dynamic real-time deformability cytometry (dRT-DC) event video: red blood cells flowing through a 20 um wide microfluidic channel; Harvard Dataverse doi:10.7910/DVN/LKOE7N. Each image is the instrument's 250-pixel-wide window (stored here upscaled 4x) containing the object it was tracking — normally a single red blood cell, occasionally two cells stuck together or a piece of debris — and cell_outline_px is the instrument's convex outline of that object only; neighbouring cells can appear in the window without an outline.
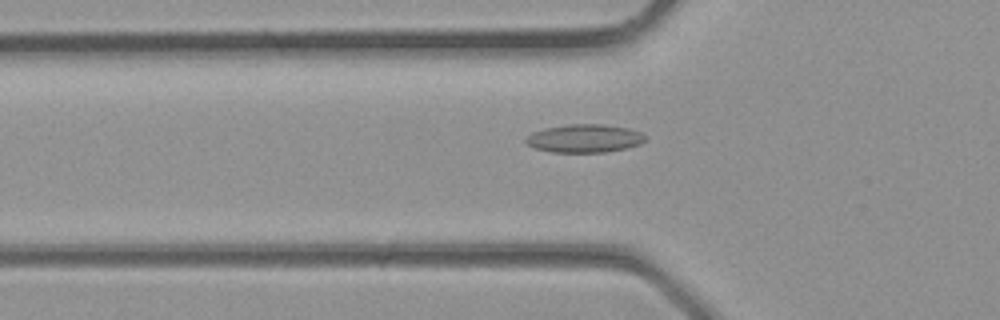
{"species": "common noctule bat (a hibernating species)", "species_latin": "Nyctalus noctula", "temperature_condition": "room temperature", "stored_images_in_passage": 32, "camera_frame_rate_fps": 3000, "um_per_image_px": 0.085, "animal": {"sex": "male", "body_mass_g": 23.1, "forearm_length_mm": 52.7}, "frame": {"image": 1, "passage_image": 12, "time_ms": 3.667, "image_size_px": [1000, 320], "cell_outline_px": [[644, 140], [640, 144], [628, 148], [604, 152], [552, 152], [536, 148], [528, 144], [524, 140], [532, 132], [544, 128], [568, 124], [604, 124], [628, 128], [640, 132], [644, 136]], "centroid_in_image_um": [49.68, 11.76], "position_along_channel_um": 76.1, "area_um2": 19.54}}
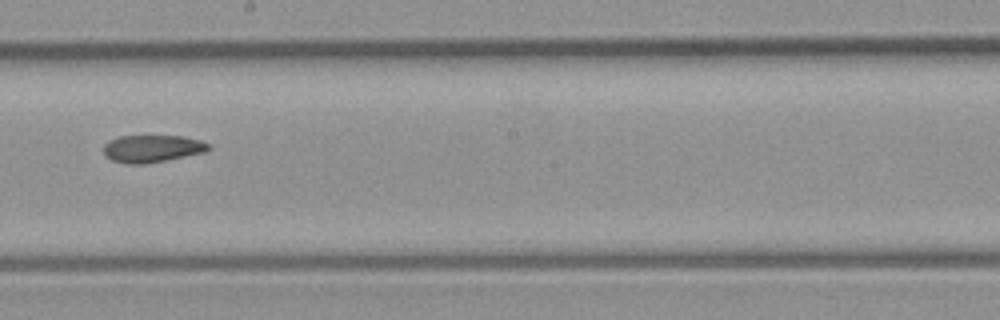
{"frame": {"image": 2, "passage_image": 20, "time_ms": 6.333, "image_size_px": [1000, 320], "cell_outline_px": [[212, 148], [204, 152], [144, 164], [124, 164], [112, 160], [104, 152], [104, 144], [108, 140], [120, 136], [184, 136], [200, 140], [212, 144]], "centroid_in_image_um": [12.95, 12.62], "position_along_channel_um": 235.2, "area_um2": 16.7}}
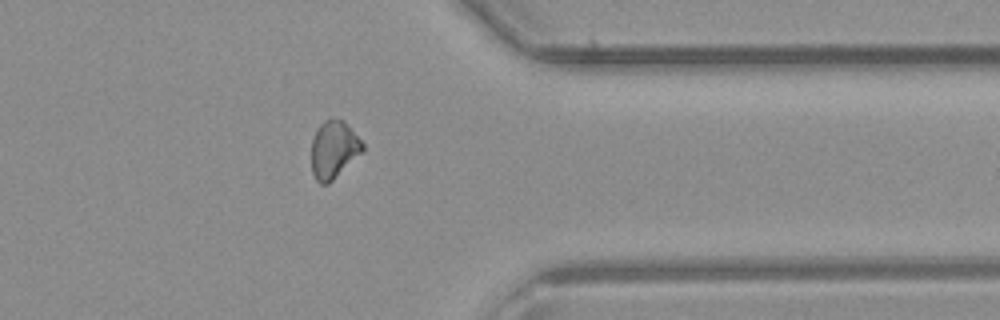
{"frame": {"image": 3, "passage_image": 28, "time_ms": 9.0, "image_size_px": [1000, 320], "cell_outline_px": [[364, 152], [328, 184], [320, 184], [316, 180], [312, 172], [312, 140], [320, 124], [324, 120], [344, 120], [364, 144]], "centroid_in_image_um": [28.39, 12.74], "position_along_channel_um": 383.0, "area_um2": 17.11}}